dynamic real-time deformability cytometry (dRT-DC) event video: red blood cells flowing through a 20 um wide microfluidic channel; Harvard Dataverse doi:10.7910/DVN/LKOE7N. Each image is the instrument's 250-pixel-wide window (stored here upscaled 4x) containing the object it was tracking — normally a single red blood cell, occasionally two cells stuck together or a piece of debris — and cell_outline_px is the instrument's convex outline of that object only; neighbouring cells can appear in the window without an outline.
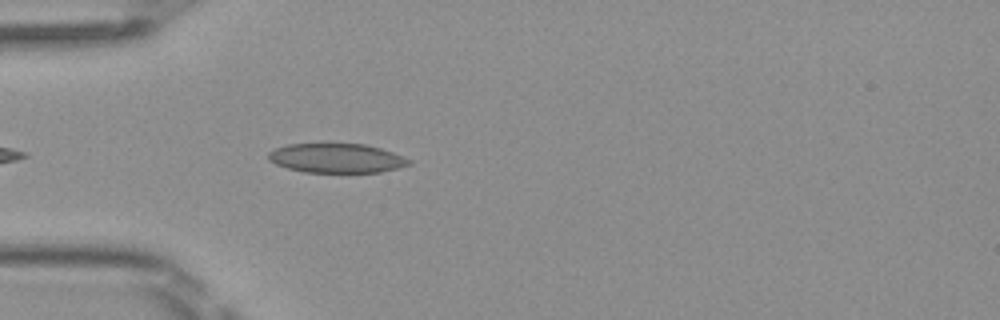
{"species": "Egyptian fruit bat (a non-hibernating species)", "species_latin": "Rousettus aegyptiacus", "temperature_condition": "room temperature", "stored_images_in_passage": 26, "camera_frame_rate_fps": 3000, "um_per_image_px": 0.085, "frame": {"image": 1, "passage_image": 4, "time_ms": 1.0, "image_size_px": [1000, 320], "cell_outline_px": [[412, 164], [380, 172], [304, 172], [288, 168], [276, 164], [268, 160], [268, 152], [276, 148], [288, 144], [364, 144], [380, 148], [392, 152], [412, 160]], "centroid_in_image_um": [28.6, 13.44], "position_along_channel_um": 56.4, "area_um2": 23.87}}
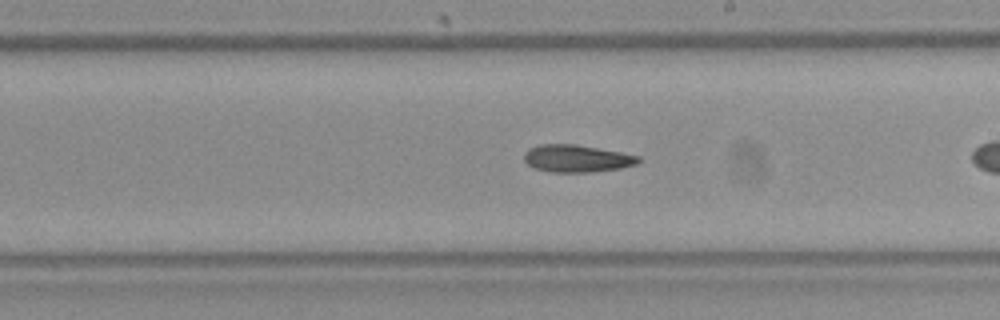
{"frame": {"image": 2, "passage_image": 15, "time_ms": 4.667, "image_size_px": [1000, 320], "cell_outline_px": [[644, 160], [636, 164], [620, 168], [592, 172], [552, 172], [532, 168], [524, 160], [524, 152], [528, 148], [540, 144], [576, 144], [620, 152], [640, 156]], "centroid_in_image_um": [49.02, 13.47], "position_along_channel_um": 240.0, "area_um2": 18.38}}
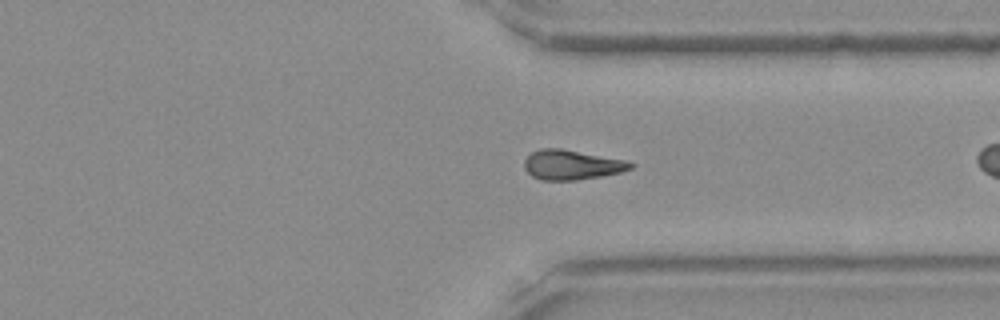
{"frame": {"image": 3, "passage_image": 24, "time_ms": 7.667, "image_size_px": [1000, 320], "cell_outline_px": [[636, 164], [632, 168], [620, 172], [600, 176], [576, 180], [540, 180], [532, 176], [524, 168], [524, 160], [532, 152], [540, 148], [564, 148], [628, 160]], "centroid_in_image_um": [48.62, 13.99], "position_along_channel_um": 362.8, "area_um2": 18.67}}